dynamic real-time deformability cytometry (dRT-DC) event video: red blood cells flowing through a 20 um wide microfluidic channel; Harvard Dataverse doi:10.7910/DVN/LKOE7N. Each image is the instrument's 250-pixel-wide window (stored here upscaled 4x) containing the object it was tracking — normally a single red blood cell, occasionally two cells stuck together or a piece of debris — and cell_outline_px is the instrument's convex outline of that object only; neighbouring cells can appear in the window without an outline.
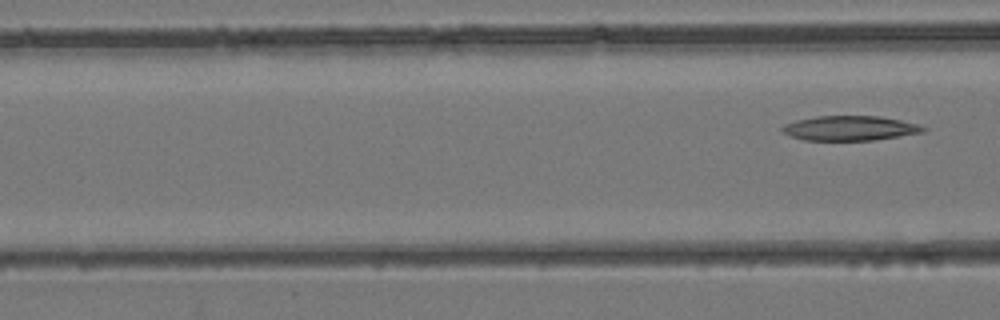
{"species": "common noctule bat (a hibernating species)", "species_latin": "Nyctalus noctula", "temperature_condition": "room temperature", "stored_images_in_passage": 6, "camera_frame_rate_fps": 3000, "um_per_image_px": 0.085, "animal": {"sex": "female", "body_mass_g": 24.6, "forearm_length_mm": 56.2}, "frame": {"image": 1, "passage_image": 6, "time_ms": 1.667, "image_size_px": [1000, 320], "cell_outline_px": [[928, 128], [924, 132], [872, 140], [804, 140], [780, 132], [780, 128], [784, 124], [796, 120], [816, 116], [880, 116], [900, 120], [916, 124]], "centroid_in_image_um": [72.2, 10.89], "position_along_channel_um": 94.4, "area_um2": 20.23}}